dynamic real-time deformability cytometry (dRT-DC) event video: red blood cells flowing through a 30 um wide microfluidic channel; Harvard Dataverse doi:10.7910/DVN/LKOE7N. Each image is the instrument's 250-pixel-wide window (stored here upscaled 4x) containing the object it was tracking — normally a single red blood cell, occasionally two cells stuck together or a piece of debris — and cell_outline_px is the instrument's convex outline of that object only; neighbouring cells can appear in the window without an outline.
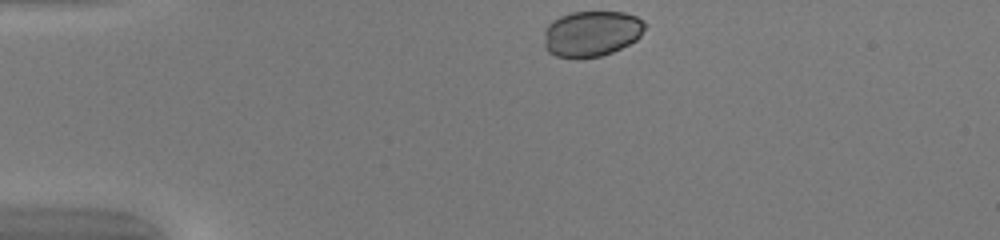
{"species": "common noctule bat (a hibernating species)", "species_latin": "Nyctalus noctula", "temperature_condition": "warm", "stored_images_in_passage": 34, "camera_frame_rate_fps": 3000, "um_per_image_px": 0.085, "animal": {"sex": "female", "body_mass_g": 20.0, "forearm_length_mm": 54.0}, "frame": {"image": 1, "passage_image": 1, "time_ms": 0.0, "image_size_px": [1000, 240], "cell_outline_px": [[648, 24], [640, 36], [636, 40], [612, 52], [600, 56], [556, 56], [548, 52], [544, 44], [544, 32], [548, 24], [552, 20], [560, 16], [572, 12], [624, 12], [636, 16], [644, 20]], "centroid_in_image_um": [50.3, 2.82], "position_along_channel_um": 34.7, "area_um2": 26.7}}
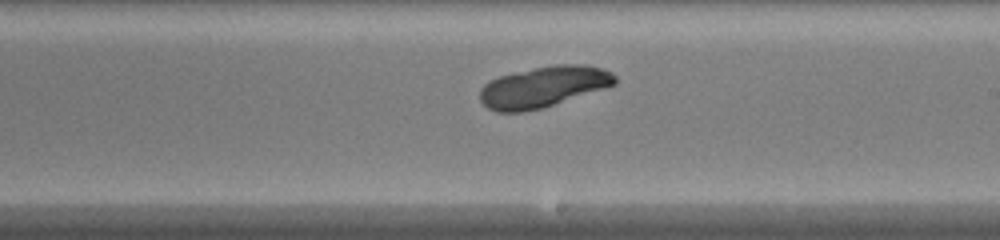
{"frame": {"image": 2, "passage_image": 20, "time_ms": 6.333, "image_size_px": [1000, 240], "cell_outline_px": [[616, 84], [604, 88], [540, 108], [520, 112], [496, 112], [488, 108], [480, 100], [480, 88], [484, 84], [500, 76], [516, 72], [556, 64], [584, 64], [600, 68], [612, 72], [616, 76]], "centroid_in_image_um": [46.18, 7.37], "position_along_channel_um": 242.8, "area_um2": 31.73}}
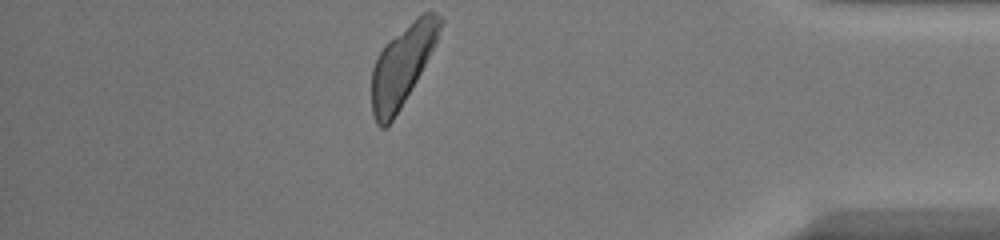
{"frame": {"image": 3, "passage_image": 34, "time_ms": 11.0, "image_size_px": [1000, 240], "cell_outline_px": [[444, 20], [436, 40], [416, 80], [400, 108], [388, 128], [380, 128], [376, 124], [372, 116], [372, 68], [384, 44], [388, 40], [416, 16], [424, 12], [436, 12]], "centroid_in_image_um": [34.15, 5.56], "position_along_channel_um": 401.0, "area_um2": 31.5}}